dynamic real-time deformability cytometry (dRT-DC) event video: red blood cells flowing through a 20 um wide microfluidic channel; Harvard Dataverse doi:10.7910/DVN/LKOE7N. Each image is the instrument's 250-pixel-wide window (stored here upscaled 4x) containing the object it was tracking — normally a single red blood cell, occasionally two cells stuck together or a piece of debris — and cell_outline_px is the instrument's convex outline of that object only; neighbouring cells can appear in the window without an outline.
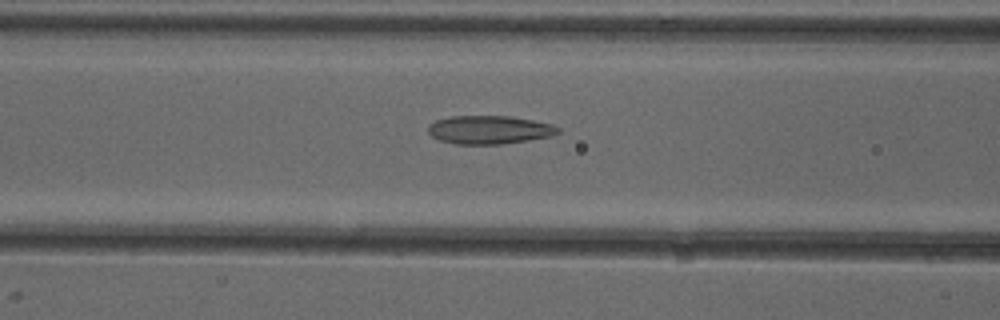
{"species": "common noctule bat (a hibernating species)", "species_latin": "Nyctalus noctula", "temperature_condition": "cold", "stored_images_in_passage": 32, "camera_frame_rate_fps": 3000, "um_per_image_px": 0.085, "animal": {"sex": "female"}, "frame": {"image": 1, "passage_image": 5, "time_ms": 1.333, "image_size_px": [1000, 320], "cell_outline_px": [[560, 132], [552, 136], [528, 140], [500, 144], [456, 144], [440, 140], [432, 136], [428, 132], [428, 124], [436, 120], [452, 116], [512, 116], [552, 124], [560, 128]], "centroid_in_image_um": [41.6, 11.03], "position_along_channel_um": 125.0, "area_um2": 21.5}}
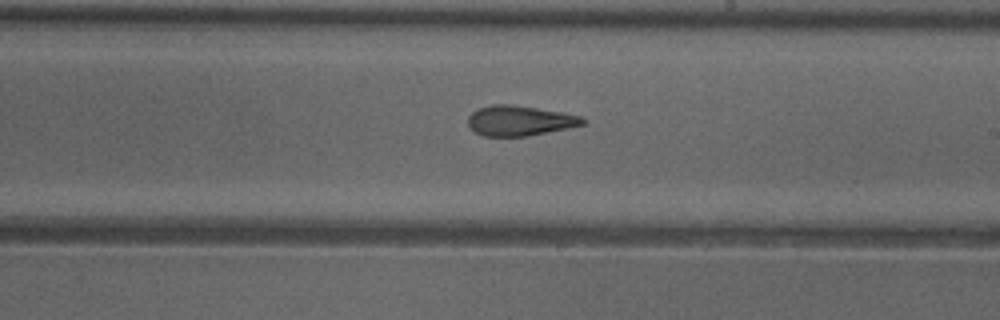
{"frame": {"image": 2, "passage_image": 14, "time_ms": 4.333, "image_size_px": [1000, 320], "cell_outline_px": [[588, 120], [584, 124], [568, 128], [528, 136], [484, 136], [468, 128], [468, 116], [472, 112], [480, 108], [492, 104], [512, 104], [560, 112], [580, 116]], "centroid_in_image_um": [44.15, 10.26], "position_along_channel_um": 244.8, "area_um2": 20.11}}
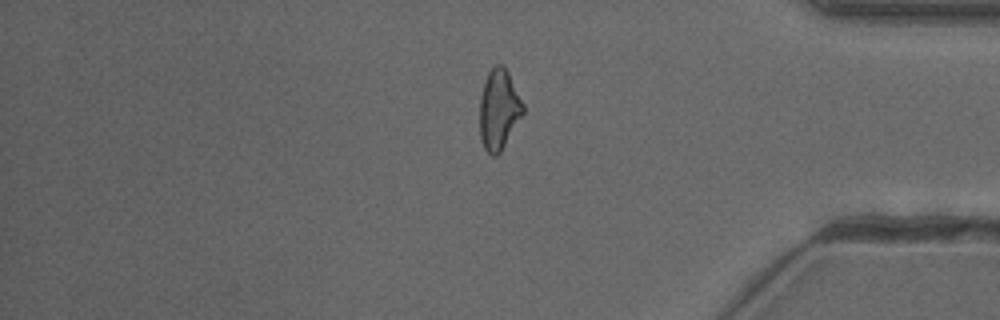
{"frame": {"image": 3, "passage_image": 27, "time_ms": 8.667, "image_size_px": [1000, 320], "cell_outline_px": [[524, 112], [500, 152], [496, 156], [492, 156], [484, 148], [480, 140], [480, 96], [484, 80], [488, 72], [496, 64], [504, 64], [524, 104]], "centroid_in_image_um": [42.39, 9.29], "position_along_channel_um": 392.8, "area_um2": 20.29}}